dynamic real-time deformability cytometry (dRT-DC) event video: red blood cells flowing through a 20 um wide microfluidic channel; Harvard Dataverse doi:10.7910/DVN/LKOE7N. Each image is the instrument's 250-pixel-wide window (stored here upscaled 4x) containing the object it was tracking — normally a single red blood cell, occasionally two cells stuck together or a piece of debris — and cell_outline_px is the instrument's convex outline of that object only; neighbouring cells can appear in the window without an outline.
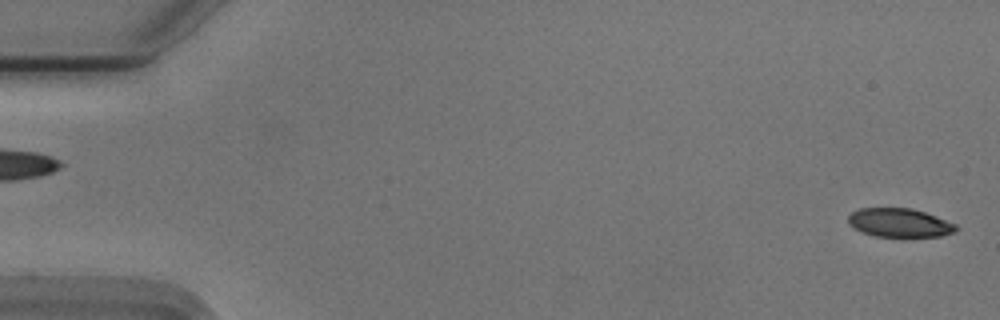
{"species": "Egyptian fruit bat (a non-hibernating species)", "species_latin": "Rousettus aegyptiacus", "temperature_condition": "cold", "stored_images_in_passage": 56, "camera_frame_rate_fps": 3000, "um_per_image_px": 0.085, "animal": {"sex": "male"}, "frame": {"image": 1, "passage_image": 2, "time_ms": 0.333, "image_size_px": [1000, 320], "cell_outline_px": [[960, 228], [956, 232], [940, 236], [876, 236], [860, 232], [848, 224], [848, 216], [852, 212], [860, 208], [912, 208], [936, 216], [956, 224]], "centroid_in_image_um": [76.46, 18.93], "position_along_channel_um": 8.5, "area_um2": 18.09}}
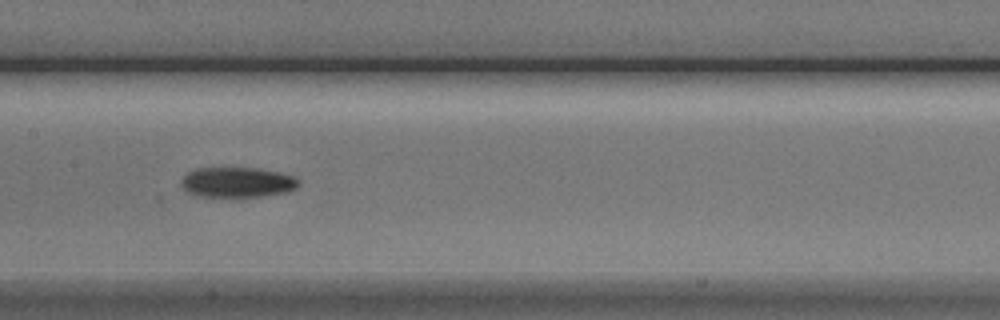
{"frame": {"image": 2, "passage_image": 28, "time_ms": 9.0, "image_size_px": [1000, 320], "cell_outline_px": [[300, 184], [296, 188], [288, 192], [240, 200], [192, 196], [180, 184], [180, 180], [188, 172], [196, 168], [256, 168], [280, 172], [296, 176], [300, 180]], "centroid_in_image_um": [20.18, 15.55], "position_along_channel_um": 187.2, "area_um2": 21.91}}
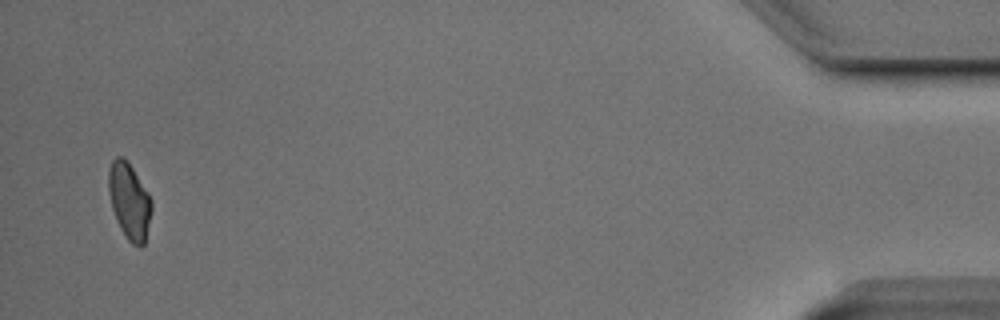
{"frame": {"image": 3, "passage_image": 54, "time_ms": 17.667, "image_size_px": [1000, 320], "cell_outline_px": [[152, 208], [144, 244], [140, 248], [132, 244], [128, 240], [120, 228], [116, 220], [112, 208], [108, 192], [108, 168], [112, 160], [116, 156], [124, 156], [148, 192], [152, 200]], "centroid_in_image_um": [10.98, 17.07], "position_along_channel_um": 424.2, "area_um2": 19.19}, "authors_computed_cell_mechanics": {"area_um2": 19.9988, "velocity_mm_per_s": 3.722, "shape_relaxation_time_tau1_ms": 3.7466, "shape_relaxation_time_tau2_ms": null, "deformation_change_tau1": 0.1101, "deformation_change_tau2": null}}